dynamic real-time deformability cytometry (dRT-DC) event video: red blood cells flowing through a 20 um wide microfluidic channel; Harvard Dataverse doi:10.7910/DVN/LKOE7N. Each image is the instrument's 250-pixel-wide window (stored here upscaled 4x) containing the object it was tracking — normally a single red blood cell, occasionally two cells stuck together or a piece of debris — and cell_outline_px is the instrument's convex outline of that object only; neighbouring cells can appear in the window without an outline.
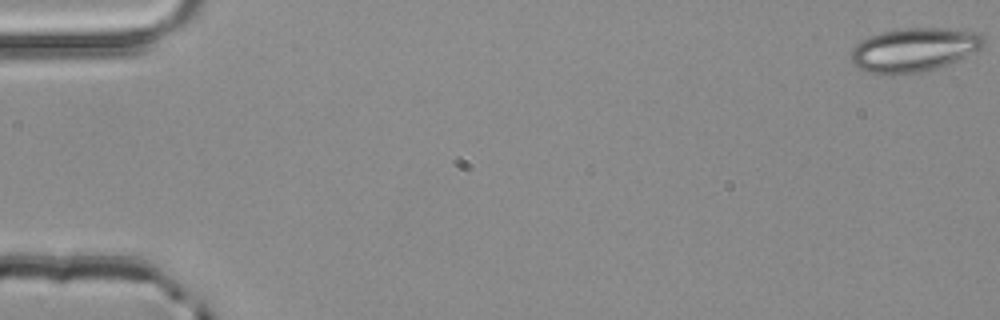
{"species": "common noctule bat (a hibernating species)", "species_latin": "Nyctalus noctula", "temperature_condition": "room temperature", "stored_images_in_passage": 4, "camera_frame_rate_fps": 3000, "um_per_image_px": 0.085, "animal": {"sex": "male", "body_mass_g": 20.4}, "frame": {"image": 1, "passage_image": 1, "time_ms": 0.0, "image_size_px": [1000, 320], "cell_outline_px": [[984, 44], [980, 48], [960, 60], [936, 68], [920, 72], [892, 76], [888, 76], [864, 72], [852, 64], [852, 48], [856, 44], [868, 36], [900, 28], [944, 28], [976, 32], [984, 36]], "centroid_in_image_um": [77.66, 4.25], "position_along_channel_um": 7.3, "area_um2": 34.22}}